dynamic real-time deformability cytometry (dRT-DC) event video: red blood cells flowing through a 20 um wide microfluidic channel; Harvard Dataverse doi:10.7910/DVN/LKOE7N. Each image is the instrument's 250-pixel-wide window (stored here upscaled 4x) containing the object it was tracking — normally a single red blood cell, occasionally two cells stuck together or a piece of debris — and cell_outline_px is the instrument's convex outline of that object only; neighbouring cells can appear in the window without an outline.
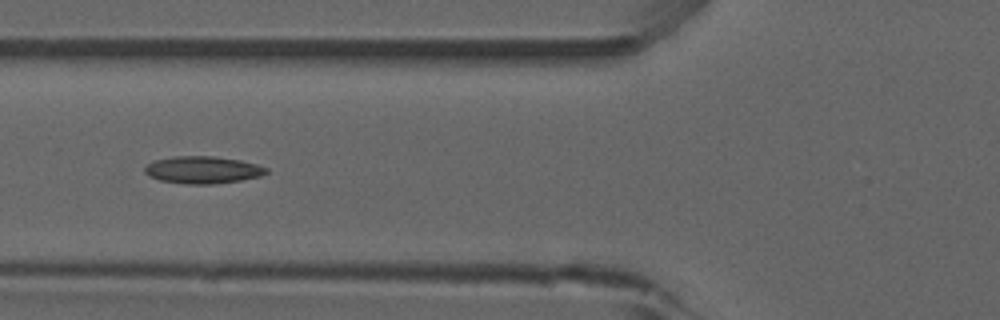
{"species": "common noctule bat (a hibernating species)", "species_latin": "Nyctalus noctula", "temperature_condition": "room temperature", "stored_images_in_passage": 40, "camera_frame_rate_fps": 3000, "um_per_image_px": 0.085, "animal": {"sex": "male", "forearm_length_mm": 52.5}, "frame": {"image": 1, "passage_image": 7, "time_ms": 2.0, "image_size_px": [1000, 320], "cell_outline_px": [[268, 172], [260, 176], [240, 180], [212, 184], [184, 184], [160, 180], [148, 176], [144, 172], [144, 168], [152, 160], [172, 156], [212, 156], [240, 160], [256, 164], [268, 168]], "centroid_in_image_um": [17.19, 14.43], "position_along_channel_um": 108.6, "area_um2": 19.36}}